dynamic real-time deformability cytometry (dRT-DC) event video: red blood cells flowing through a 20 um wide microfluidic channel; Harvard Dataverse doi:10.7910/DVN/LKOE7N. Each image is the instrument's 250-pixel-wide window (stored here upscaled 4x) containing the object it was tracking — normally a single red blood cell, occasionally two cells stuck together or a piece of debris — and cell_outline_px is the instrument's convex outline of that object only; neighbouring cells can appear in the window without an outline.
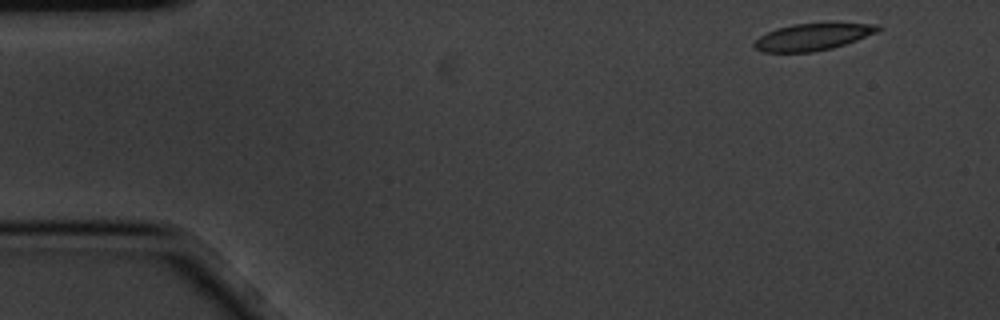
{"species": "common noctule bat (a hibernating species)", "species_latin": "Nyctalus noctula", "temperature_condition": "cold", "stored_images_in_passage": 4, "camera_frame_rate_fps": 3000, "um_per_image_px": 0.085, "animal": {"sex": "male", "body_mass_g": 20.1, "forearm_length_mm": 53.5}, "frame": {"image": 1, "passage_image": 1, "time_ms": 0.0, "image_size_px": [1000, 320], "cell_outline_px": [[884, 28], [876, 32], [856, 40], [832, 48], [812, 52], [764, 52], [756, 48], [752, 44], [760, 36], [776, 28], [792, 24], [880, 24]], "centroid_in_image_um": [69.06, 3.14], "position_along_channel_um": 15.9, "area_um2": 19.02}}
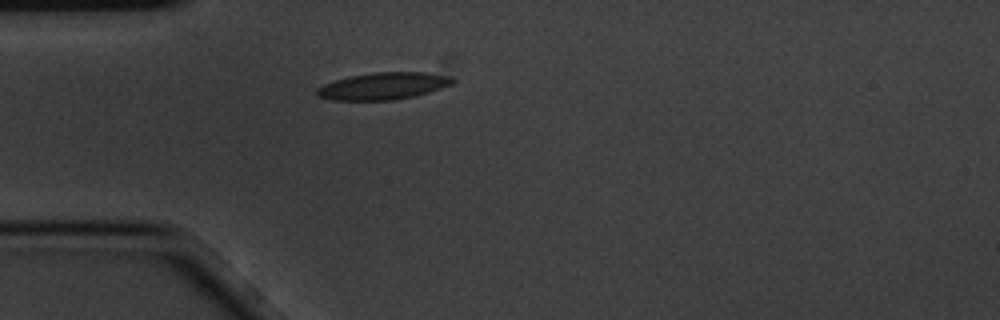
{"frame": {"image": 2, "passage_image": 4, "time_ms": 1.0, "image_size_px": [1000, 320], "cell_outline_px": [[456, 80], [452, 84], [416, 96], [392, 100], [332, 100], [316, 96], [316, 88], [324, 84], [348, 76], [376, 72], [428, 72], [452, 76]], "centroid_in_image_um": [32.58, 7.3], "position_along_channel_um": 52.4, "area_um2": 21.5}}